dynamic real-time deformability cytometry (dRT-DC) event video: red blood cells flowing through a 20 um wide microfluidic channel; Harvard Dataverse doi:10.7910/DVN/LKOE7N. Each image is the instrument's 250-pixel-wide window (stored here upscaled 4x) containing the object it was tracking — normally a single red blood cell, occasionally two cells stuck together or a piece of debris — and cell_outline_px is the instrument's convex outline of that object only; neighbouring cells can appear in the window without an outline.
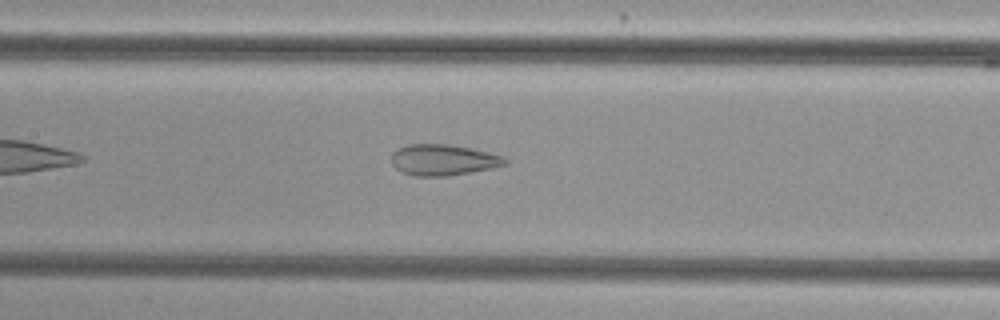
{"species": "common noctule bat (a hibernating species)", "species_latin": "Nyctalus noctula", "temperature_condition": "cold", "stored_images_in_passage": 40, "camera_frame_rate_fps": 3000, "um_per_image_px": 0.085, "animal": {"sex": "female", "body_mass_g": 29.2, "forearm_length_mm": 56.3}, "frame": {"image": 1, "passage_image": 12, "time_ms": 3.667, "image_size_px": [1000, 320], "cell_outline_px": [[508, 164], [492, 168], [472, 172], [448, 176], [412, 176], [400, 172], [392, 164], [392, 152], [396, 148], [408, 144], [448, 144], [488, 152], [504, 156], [508, 160]], "centroid_in_image_um": [37.65, 13.6], "position_along_channel_um": 169.7, "area_um2": 20.75}}
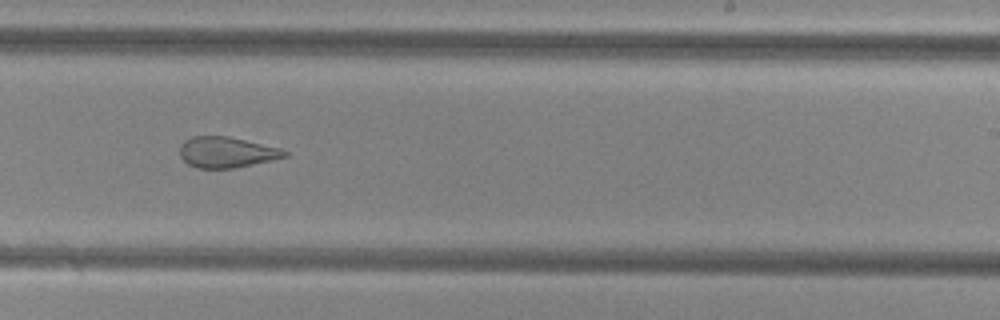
{"frame": {"image": 2, "passage_image": 20, "time_ms": 6.333, "image_size_px": [1000, 320], "cell_outline_px": [[288, 156], [272, 160], [236, 168], [196, 168], [188, 164], [180, 156], [180, 144], [184, 140], [192, 136], [228, 136], [280, 148], [288, 152]], "centroid_in_image_um": [19.24, 12.94], "position_along_channel_um": 269.8, "area_um2": 18.84}}
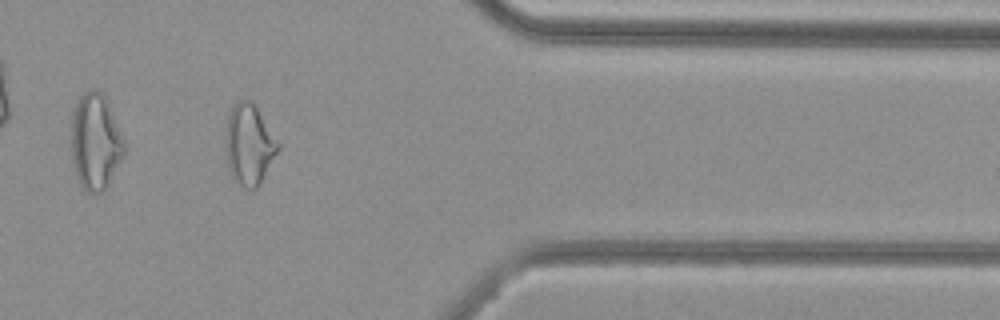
{"frame": {"image": 3, "passage_image": 31, "time_ms": 10.0, "image_size_px": [1000, 320], "cell_outline_px": [[280, 148], [260, 184], [256, 188], [244, 188], [232, 180], [228, 168], [224, 152], [224, 136], [228, 112], [240, 100], [252, 100], [280, 144]], "centroid_in_image_um": [21.13, 12.31], "position_along_channel_um": 390.3, "area_um2": 25.14}, "authors_computed_cell_mechanics": {"area_um2": 22.3108, "velocity_mm_per_s": 3.7614, "shape_relaxation_time_tau1_ms": null, "shape_relaxation_time_tau2_ms": 1.7833, "deformation_change_tau1": null, "deformation_change_tau2": 0.1102}}